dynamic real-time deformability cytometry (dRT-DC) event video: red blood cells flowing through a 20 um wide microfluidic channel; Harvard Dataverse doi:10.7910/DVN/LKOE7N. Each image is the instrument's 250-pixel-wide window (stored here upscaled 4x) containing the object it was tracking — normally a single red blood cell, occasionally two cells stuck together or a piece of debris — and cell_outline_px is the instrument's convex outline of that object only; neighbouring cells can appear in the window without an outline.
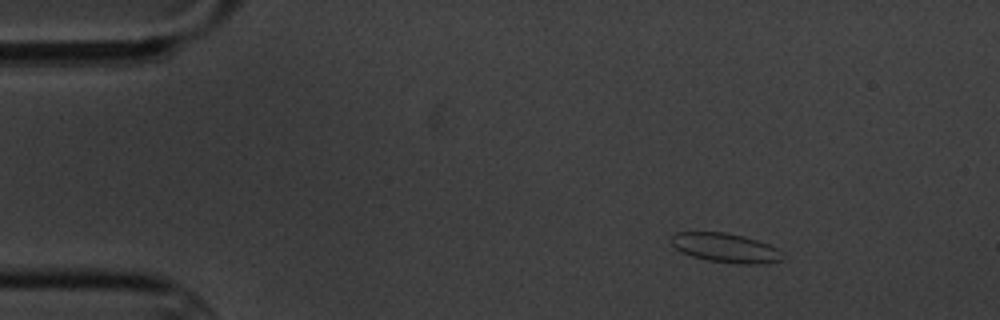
{"species": "common noctule bat (a hibernating species)", "species_latin": "Nyctalus noctula", "temperature_condition": "cold", "stored_images_in_passage": 9, "camera_frame_rate_fps": 3000, "um_per_image_px": 0.085, "animal": {"sex": "male", "body_mass_g": 20.1, "forearm_length_mm": 53.5}, "frame": {"image": 1, "passage_image": 1, "time_ms": 0.0, "image_size_px": [1000, 320], "cell_outline_px": [[784, 260], [768, 264], [740, 264], [708, 260], [692, 256], [680, 252], [668, 240], [676, 232], [724, 232], [744, 236], [768, 244], [784, 252]], "centroid_in_image_um": [61.7, 21.08], "position_along_channel_um": 23.3, "area_um2": 19.25}}
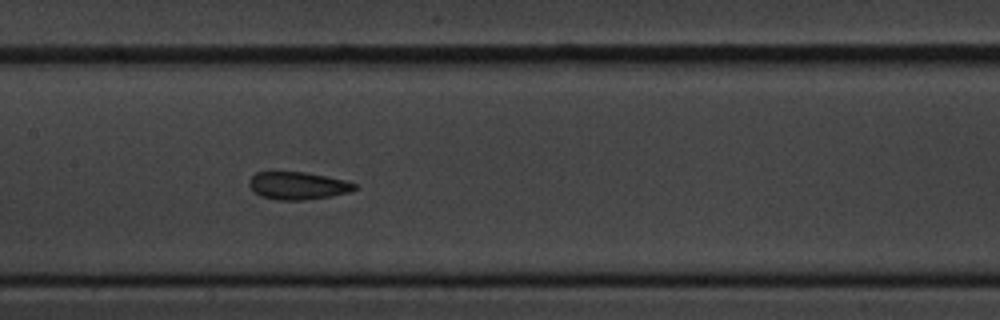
{"frame": {"image": 2, "passage_image": 7, "time_ms": 6.667, "image_size_px": [1000, 320], "cell_outline_px": [[356, 188], [352, 192], [332, 196], [304, 200], [276, 200], [260, 196], [248, 184], [248, 180], [256, 172], [272, 168], [304, 172], [344, 180], [356, 184]], "centroid_in_image_um": [25.24, 15.74], "position_along_channel_um": 182.2, "area_um2": 17.63}}
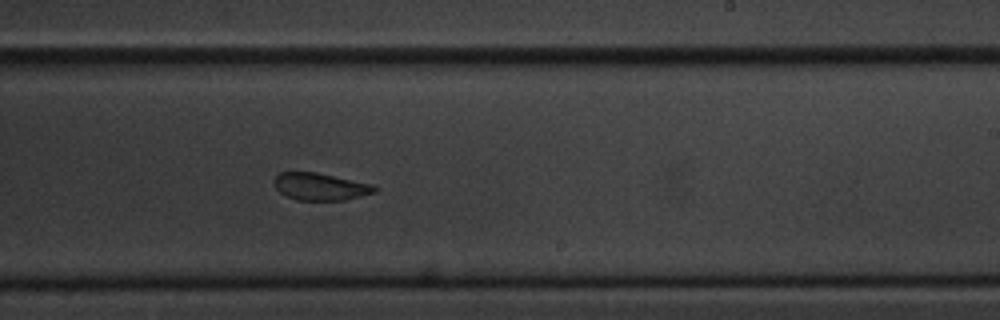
{"frame": {"image": 3, "passage_image": 9, "time_ms": 9.0, "image_size_px": [1000, 320], "cell_outline_px": [[376, 192], [344, 200], [296, 200], [280, 192], [276, 188], [276, 176], [280, 172], [316, 172], [372, 184], [376, 188]], "centroid_in_image_um": [27.24, 15.86], "position_along_channel_um": 261.8, "area_um2": 15.66}}